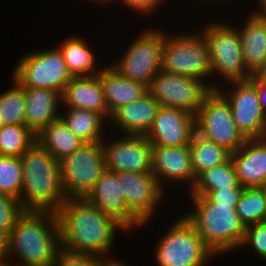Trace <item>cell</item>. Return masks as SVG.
I'll return each instance as SVG.
<instances>
[{"label":"cell","instance_id":"obj_1","mask_svg":"<svg viewBox=\"0 0 266 266\" xmlns=\"http://www.w3.org/2000/svg\"><path fill=\"white\" fill-rule=\"evenodd\" d=\"M55 213L61 248L105 260L115 259L112 251L117 233L128 232L115 218L101 212L85 198L66 199Z\"/></svg>","mask_w":266,"mask_h":266},{"label":"cell","instance_id":"obj_2","mask_svg":"<svg viewBox=\"0 0 266 266\" xmlns=\"http://www.w3.org/2000/svg\"><path fill=\"white\" fill-rule=\"evenodd\" d=\"M60 249L56 213L25 210L8 235L4 266H53Z\"/></svg>","mask_w":266,"mask_h":266},{"label":"cell","instance_id":"obj_3","mask_svg":"<svg viewBox=\"0 0 266 266\" xmlns=\"http://www.w3.org/2000/svg\"><path fill=\"white\" fill-rule=\"evenodd\" d=\"M24 210L56 212L67 199L61 183L59 161L35 142L20 157Z\"/></svg>","mask_w":266,"mask_h":266},{"label":"cell","instance_id":"obj_4","mask_svg":"<svg viewBox=\"0 0 266 266\" xmlns=\"http://www.w3.org/2000/svg\"><path fill=\"white\" fill-rule=\"evenodd\" d=\"M190 199L194 208L183 215L215 256L239 250L245 227L236 211L237 205H219L208 196H190Z\"/></svg>","mask_w":266,"mask_h":266},{"label":"cell","instance_id":"obj_5","mask_svg":"<svg viewBox=\"0 0 266 266\" xmlns=\"http://www.w3.org/2000/svg\"><path fill=\"white\" fill-rule=\"evenodd\" d=\"M231 23L227 20L224 22V19L222 22L213 20L209 23L208 21V24L205 23V27L199 30L208 44L212 79H214L212 89L219 86V79H224L220 82L225 84L248 80L253 75L244 64L238 28L234 22ZM216 77H219L218 80Z\"/></svg>","mask_w":266,"mask_h":266},{"label":"cell","instance_id":"obj_6","mask_svg":"<svg viewBox=\"0 0 266 266\" xmlns=\"http://www.w3.org/2000/svg\"><path fill=\"white\" fill-rule=\"evenodd\" d=\"M171 34L164 30L161 71L198 78L212 88L209 49L203 34L196 29Z\"/></svg>","mask_w":266,"mask_h":266},{"label":"cell","instance_id":"obj_7","mask_svg":"<svg viewBox=\"0 0 266 266\" xmlns=\"http://www.w3.org/2000/svg\"><path fill=\"white\" fill-rule=\"evenodd\" d=\"M170 225L156 239L153 255L157 266H207L216 257L183 214Z\"/></svg>","mask_w":266,"mask_h":266},{"label":"cell","instance_id":"obj_8","mask_svg":"<svg viewBox=\"0 0 266 266\" xmlns=\"http://www.w3.org/2000/svg\"><path fill=\"white\" fill-rule=\"evenodd\" d=\"M15 63L11 76L23 87L45 88L61 95L73 78L58 47L28 51Z\"/></svg>","mask_w":266,"mask_h":266},{"label":"cell","instance_id":"obj_9","mask_svg":"<svg viewBox=\"0 0 266 266\" xmlns=\"http://www.w3.org/2000/svg\"><path fill=\"white\" fill-rule=\"evenodd\" d=\"M146 27L128 43L126 50L110 65L121 75L130 80L149 86L161 70L164 29Z\"/></svg>","mask_w":266,"mask_h":266},{"label":"cell","instance_id":"obj_10","mask_svg":"<svg viewBox=\"0 0 266 266\" xmlns=\"http://www.w3.org/2000/svg\"><path fill=\"white\" fill-rule=\"evenodd\" d=\"M59 170L66 198H85L105 170L102 142L84 143L59 160Z\"/></svg>","mask_w":266,"mask_h":266},{"label":"cell","instance_id":"obj_11","mask_svg":"<svg viewBox=\"0 0 266 266\" xmlns=\"http://www.w3.org/2000/svg\"><path fill=\"white\" fill-rule=\"evenodd\" d=\"M195 130L205 139L224 147L230 153L238 150L247 140L238 130L229 102L213 89L204 99L195 116Z\"/></svg>","mask_w":266,"mask_h":266},{"label":"cell","instance_id":"obj_12","mask_svg":"<svg viewBox=\"0 0 266 266\" xmlns=\"http://www.w3.org/2000/svg\"><path fill=\"white\" fill-rule=\"evenodd\" d=\"M213 89L204 81L189 76L159 71L148 86V92L162 107L187 111L196 116L205 97Z\"/></svg>","mask_w":266,"mask_h":266},{"label":"cell","instance_id":"obj_13","mask_svg":"<svg viewBox=\"0 0 266 266\" xmlns=\"http://www.w3.org/2000/svg\"><path fill=\"white\" fill-rule=\"evenodd\" d=\"M228 84L216 89L229 102L238 130L246 139L266 137V113L260 104L256 84L251 79Z\"/></svg>","mask_w":266,"mask_h":266},{"label":"cell","instance_id":"obj_14","mask_svg":"<svg viewBox=\"0 0 266 266\" xmlns=\"http://www.w3.org/2000/svg\"><path fill=\"white\" fill-rule=\"evenodd\" d=\"M123 193L127 208L143 223L153 219L160 201L167 196L152 172H114Z\"/></svg>","mask_w":266,"mask_h":266},{"label":"cell","instance_id":"obj_15","mask_svg":"<svg viewBox=\"0 0 266 266\" xmlns=\"http://www.w3.org/2000/svg\"><path fill=\"white\" fill-rule=\"evenodd\" d=\"M107 141L108 137L102 141L105 169L152 172V145L144 135L121 134Z\"/></svg>","mask_w":266,"mask_h":266},{"label":"cell","instance_id":"obj_16","mask_svg":"<svg viewBox=\"0 0 266 266\" xmlns=\"http://www.w3.org/2000/svg\"><path fill=\"white\" fill-rule=\"evenodd\" d=\"M152 173L159 185L166 190L170 186L180 184L188 186L187 191L195 184L189 145L157 146L152 145ZM167 181V182H166ZM185 183V184H184ZM166 188V189H165Z\"/></svg>","mask_w":266,"mask_h":266},{"label":"cell","instance_id":"obj_17","mask_svg":"<svg viewBox=\"0 0 266 266\" xmlns=\"http://www.w3.org/2000/svg\"><path fill=\"white\" fill-rule=\"evenodd\" d=\"M85 199L101 212L115 218L127 229L128 233L143 225L127 208L120 181H117L113 171L105 169Z\"/></svg>","mask_w":266,"mask_h":266},{"label":"cell","instance_id":"obj_18","mask_svg":"<svg viewBox=\"0 0 266 266\" xmlns=\"http://www.w3.org/2000/svg\"><path fill=\"white\" fill-rule=\"evenodd\" d=\"M195 131V116L181 109L161 106L144 136L151 145L184 146L191 143Z\"/></svg>","mask_w":266,"mask_h":266},{"label":"cell","instance_id":"obj_19","mask_svg":"<svg viewBox=\"0 0 266 266\" xmlns=\"http://www.w3.org/2000/svg\"><path fill=\"white\" fill-rule=\"evenodd\" d=\"M230 158L241 186L261 188L266 183V137L247 139Z\"/></svg>","mask_w":266,"mask_h":266},{"label":"cell","instance_id":"obj_20","mask_svg":"<svg viewBox=\"0 0 266 266\" xmlns=\"http://www.w3.org/2000/svg\"><path fill=\"white\" fill-rule=\"evenodd\" d=\"M161 105L147 92L136 101L117 108L110 116L111 129L119 134L145 135ZM116 127V128H115ZM119 129V130H118Z\"/></svg>","mask_w":266,"mask_h":266},{"label":"cell","instance_id":"obj_21","mask_svg":"<svg viewBox=\"0 0 266 266\" xmlns=\"http://www.w3.org/2000/svg\"><path fill=\"white\" fill-rule=\"evenodd\" d=\"M63 108H78L101 114L110 119L99 73L92 76L73 77L61 95Z\"/></svg>","mask_w":266,"mask_h":266},{"label":"cell","instance_id":"obj_22","mask_svg":"<svg viewBox=\"0 0 266 266\" xmlns=\"http://www.w3.org/2000/svg\"><path fill=\"white\" fill-rule=\"evenodd\" d=\"M62 98L59 92L25 87V125L37 135L50 122L60 118Z\"/></svg>","mask_w":266,"mask_h":266},{"label":"cell","instance_id":"obj_23","mask_svg":"<svg viewBox=\"0 0 266 266\" xmlns=\"http://www.w3.org/2000/svg\"><path fill=\"white\" fill-rule=\"evenodd\" d=\"M249 11L247 10L246 18H243L240 25L236 23V27L244 64L252 74H256L266 60V17L252 15Z\"/></svg>","mask_w":266,"mask_h":266},{"label":"cell","instance_id":"obj_24","mask_svg":"<svg viewBox=\"0 0 266 266\" xmlns=\"http://www.w3.org/2000/svg\"><path fill=\"white\" fill-rule=\"evenodd\" d=\"M99 80L110 116L117 108L136 101L148 92L144 83L125 78L109 63L99 72Z\"/></svg>","mask_w":266,"mask_h":266},{"label":"cell","instance_id":"obj_25","mask_svg":"<svg viewBox=\"0 0 266 266\" xmlns=\"http://www.w3.org/2000/svg\"><path fill=\"white\" fill-rule=\"evenodd\" d=\"M82 36L65 38L61 44L57 45L61 51L64 62L72 77L92 76L97 75L103 66H100L96 60L97 55L91 49L90 42Z\"/></svg>","mask_w":266,"mask_h":266},{"label":"cell","instance_id":"obj_26","mask_svg":"<svg viewBox=\"0 0 266 266\" xmlns=\"http://www.w3.org/2000/svg\"><path fill=\"white\" fill-rule=\"evenodd\" d=\"M64 109L60 110V118L73 134L85 143L102 142L109 134L105 133L106 129L110 128L109 122L101 114L78 108Z\"/></svg>","mask_w":266,"mask_h":266},{"label":"cell","instance_id":"obj_27","mask_svg":"<svg viewBox=\"0 0 266 266\" xmlns=\"http://www.w3.org/2000/svg\"><path fill=\"white\" fill-rule=\"evenodd\" d=\"M36 142L58 161L79 149L85 142L75 136L59 118L36 135Z\"/></svg>","mask_w":266,"mask_h":266},{"label":"cell","instance_id":"obj_28","mask_svg":"<svg viewBox=\"0 0 266 266\" xmlns=\"http://www.w3.org/2000/svg\"><path fill=\"white\" fill-rule=\"evenodd\" d=\"M227 188H244L238 181L231 158L222 165L202 172L188 192L190 196H207L212 191Z\"/></svg>","mask_w":266,"mask_h":266},{"label":"cell","instance_id":"obj_29","mask_svg":"<svg viewBox=\"0 0 266 266\" xmlns=\"http://www.w3.org/2000/svg\"><path fill=\"white\" fill-rule=\"evenodd\" d=\"M195 179L204 171L222 165L230 158V152L213 141L194 132L189 144Z\"/></svg>","mask_w":266,"mask_h":266},{"label":"cell","instance_id":"obj_30","mask_svg":"<svg viewBox=\"0 0 266 266\" xmlns=\"http://www.w3.org/2000/svg\"><path fill=\"white\" fill-rule=\"evenodd\" d=\"M10 78L12 87L0 93V121L2 125L25 124V87Z\"/></svg>","mask_w":266,"mask_h":266},{"label":"cell","instance_id":"obj_31","mask_svg":"<svg viewBox=\"0 0 266 266\" xmlns=\"http://www.w3.org/2000/svg\"><path fill=\"white\" fill-rule=\"evenodd\" d=\"M36 135L25 125H2L0 128V155L21 157L34 143Z\"/></svg>","mask_w":266,"mask_h":266},{"label":"cell","instance_id":"obj_32","mask_svg":"<svg viewBox=\"0 0 266 266\" xmlns=\"http://www.w3.org/2000/svg\"><path fill=\"white\" fill-rule=\"evenodd\" d=\"M236 211L245 228L266 221V198L261 188H244Z\"/></svg>","mask_w":266,"mask_h":266},{"label":"cell","instance_id":"obj_33","mask_svg":"<svg viewBox=\"0 0 266 266\" xmlns=\"http://www.w3.org/2000/svg\"><path fill=\"white\" fill-rule=\"evenodd\" d=\"M22 164L19 157L0 155V193L20 200L22 190Z\"/></svg>","mask_w":266,"mask_h":266},{"label":"cell","instance_id":"obj_34","mask_svg":"<svg viewBox=\"0 0 266 266\" xmlns=\"http://www.w3.org/2000/svg\"><path fill=\"white\" fill-rule=\"evenodd\" d=\"M24 211L18 199L0 193V231L8 236L16 220Z\"/></svg>","mask_w":266,"mask_h":266},{"label":"cell","instance_id":"obj_35","mask_svg":"<svg viewBox=\"0 0 266 266\" xmlns=\"http://www.w3.org/2000/svg\"><path fill=\"white\" fill-rule=\"evenodd\" d=\"M251 247L254 255L258 256L259 260L266 261V221L248 226L245 228L242 247Z\"/></svg>","mask_w":266,"mask_h":266},{"label":"cell","instance_id":"obj_36","mask_svg":"<svg viewBox=\"0 0 266 266\" xmlns=\"http://www.w3.org/2000/svg\"><path fill=\"white\" fill-rule=\"evenodd\" d=\"M105 259H101L95 255L73 253L61 248L53 266H103Z\"/></svg>","mask_w":266,"mask_h":266},{"label":"cell","instance_id":"obj_37","mask_svg":"<svg viewBox=\"0 0 266 266\" xmlns=\"http://www.w3.org/2000/svg\"><path fill=\"white\" fill-rule=\"evenodd\" d=\"M121 3V6L125 5V8L137 13L136 15L148 17L154 15L155 11L160 9L168 3V0H115L112 4ZM163 4V6H161ZM152 13V14H151ZM145 15V16H144Z\"/></svg>","mask_w":266,"mask_h":266},{"label":"cell","instance_id":"obj_38","mask_svg":"<svg viewBox=\"0 0 266 266\" xmlns=\"http://www.w3.org/2000/svg\"><path fill=\"white\" fill-rule=\"evenodd\" d=\"M244 188H227L210 192L207 196L219 205H237Z\"/></svg>","mask_w":266,"mask_h":266},{"label":"cell","instance_id":"obj_39","mask_svg":"<svg viewBox=\"0 0 266 266\" xmlns=\"http://www.w3.org/2000/svg\"><path fill=\"white\" fill-rule=\"evenodd\" d=\"M250 79L256 84L257 93L263 111L266 113V80L253 74Z\"/></svg>","mask_w":266,"mask_h":266},{"label":"cell","instance_id":"obj_40","mask_svg":"<svg viewBox=\"0 0 266 266\" xmlns=\"http://www.w3.org/2000/svg\"><path fill=\"white\" fill-rule=\"evenodd\" d=\"M7 239L8 236L0 231V264L4 266L6 252H7Z\"/></svg>","mask_w":266,"mask_h":266},{"label":"cell","instance_id":"obj_41","mask_svg":"<svg viewBox=\"0 0 266 266\" xmlns=\"http://www.w3.org/2000/svg\"><path fill=\"white\" fill-rule=\"evenodd\" d=\"M255 3L257 6L249 13L258 17H266V0H256Z\"/></svg>","mask_w":266,"mask_h":266},{"label":"cell","instance_id":"obj_42","mask_svg":"<svg viewBox=\"0 0 266 266\" xmlns=\"http://www.w3.org/2000/svg\"><path fill=\"white\" fill-rule=\"evenodd\" d=\"M103 266H131L129 265V263H125L124 259H118L115 257V259H111V260H105L104 265Z\"/></svg>","mask_w":266,"mask_h":266},{"label":"cell","instance_id":"obj_43","mask_svg":"<svg viewBox=\"0 0 266 266\" xmlns=\"http://www.w3.org/2000/svg\"><path fill=\"white\" fill-rule=\"evenodd\" d=\"M89 1V0H88ZM115 0H90L89 2H93L94 4H97L99 6H109L110 4H112Z\"/></svg>","mask_w":266,"mask_h":266},{"label":"cell","instance_id":"obj_44","mask_svg":"<svg viewBox=\"0 0 266 266\" xmlns=\"http://www.w3.org/2000/svg\"><path fill=\"white\" fill-rule=\"evenodd\" d=\"M256 75L266 80V60L264 62V65L260 68V70L256 73Z\"/></svg>","mask_w":266,"mask_h":266},{"label":"cell","instance_id":"obj_45","mask_svg":"<svg viewBox=\"0 0 266 266\" xmlns=\"http://www.w3.org/2000/svg\"><path fill=\"white\" fill-rule=\"evenodd\" d=\"M261 190L263 191L266 198V183L261 187Z\"/></svg>","mask_w":266,"mask_h":266},{"label":"cell","instance_id":"obj_46","mask_svg":"<svg viewBox=\"0 0 266 266\" xmlns=\"http://www.w3.org/2000/svg\"><path fill=\"white\" fill-rule=\"evenodd\" d=\"M203 1H206V0H203ZM207 1L209 2V0H207ZM215 1H220V0H215ZM221 1H222V0H221ZM223 1H225V0H223ZM230 1H233V0H229V2H230Z\"/></svg>","mask_w":266,"mask_h":266}]
</instances>
